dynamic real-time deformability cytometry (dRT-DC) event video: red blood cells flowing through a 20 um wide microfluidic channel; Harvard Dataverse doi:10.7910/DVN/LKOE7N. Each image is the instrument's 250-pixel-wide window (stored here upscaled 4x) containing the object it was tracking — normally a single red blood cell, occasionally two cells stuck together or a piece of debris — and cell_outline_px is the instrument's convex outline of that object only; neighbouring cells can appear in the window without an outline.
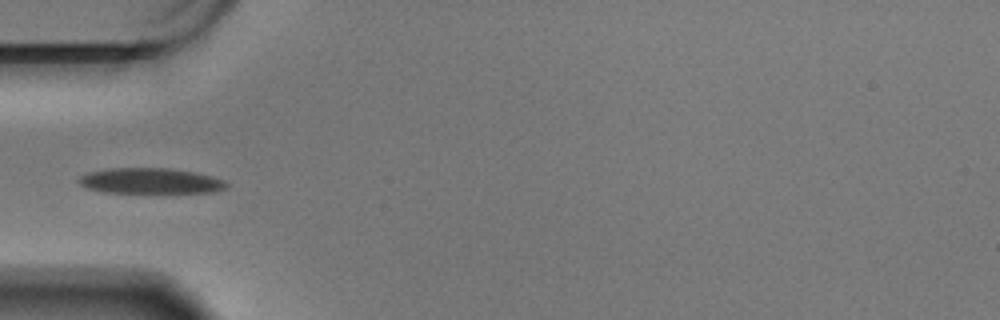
{"species": "Egyptian fruit bat (a non-hibernating species)", "species_latin": "Rousettus aegyptiacus", "temperature_condition": "warm", "stored_images_in_passage": 41, "camera_frame_rate_fps": 3000, "um_per_image_px": 0.085, "animal": {"sex": "male"}, "frame": {"image": 1, "passage_image": 1, "time_ms": 0.0, "image_size_px": [1000, 320], "cell_outline_px": [[228, 184], [224, 188], [216, 192], [104, 192], [88, 188], [80, 184], [76, 180], [80, 176], [88, 172], [104, 168], [168, 168], [196, 172], [224, 180]], "centroid_in_image_um": [12.75, 15.36], "position_along_channel_um": 72.3, "area_um2": 21.91}}
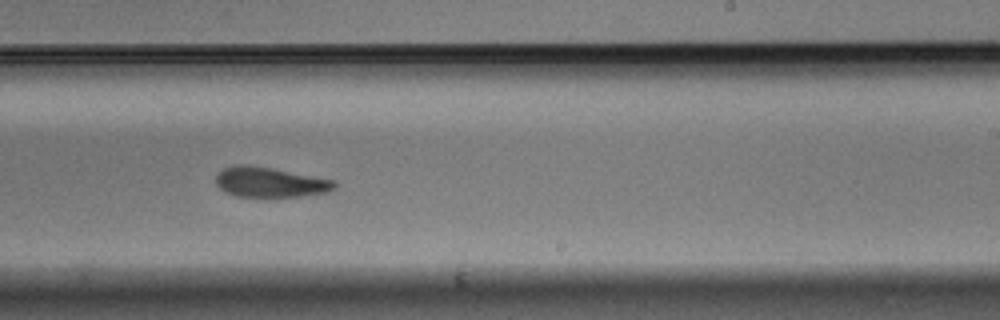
{"frame": {"image": 2, "passage_image": 18, "time_ms": 5.667, "image_size_px": [1000, 320], "cell_outline_px": [[336, 188], [328, 192], [300, 196], [236, 196], [224, 192], [216, 184], [216, 176], [224, 168], [236, 164], [244, 164], [272, 168], [336, 180]], "centroid_in_image_um": [22.96, 15.48], "position_along_channel_um": 266.0, "area_um2": 20.69}}
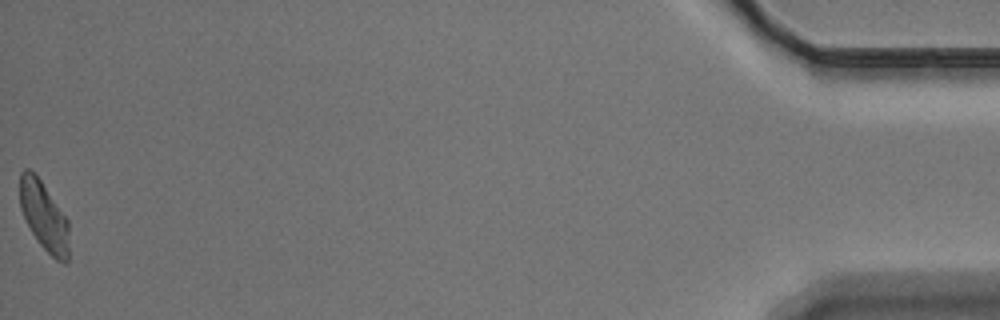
{"frame": {"image": 3, "passage_image": 41, "time_ms": 13.333, "image_size_px": [1000, 320], "cell_outline_px": [[68, 260], [64, 264], [56, 260], [36, 240], [20, 208], [20, 172], [24, 168], [28, 168], [36, 172], [68, 220]], "centroid_in_image_um": [3.73, 18.33], "position_along_channel_um": 431.5, "area_um2": 19.83}, "authors_computed_cell_mechanics": {"area_um2": 21.386, "velocity_mm_per_s": 3.4044, "shape_relaxation_time_tau1_ms": 2.7165, "shape_relaxation_time_tau2_ms": 3.7114, "deformation_change_tau1": 0.1233, "deformation_change_tau2": 0.1186}}